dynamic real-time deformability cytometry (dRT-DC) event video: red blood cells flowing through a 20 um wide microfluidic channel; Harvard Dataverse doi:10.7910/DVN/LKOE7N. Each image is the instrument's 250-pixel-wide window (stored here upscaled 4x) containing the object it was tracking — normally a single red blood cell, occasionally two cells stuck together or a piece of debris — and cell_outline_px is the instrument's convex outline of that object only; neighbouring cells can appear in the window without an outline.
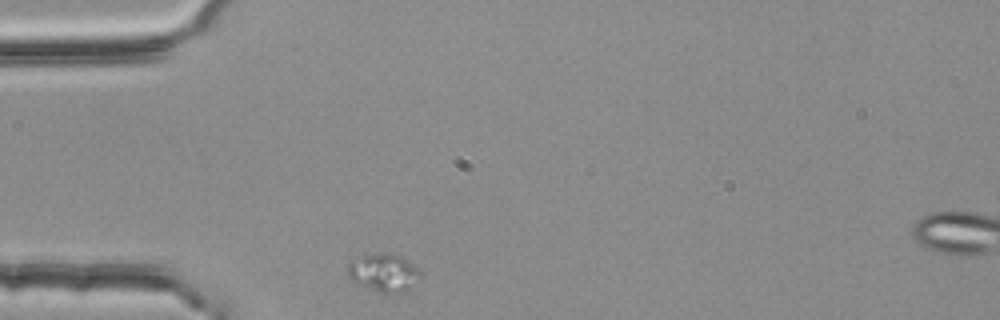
{"species": "common noctule bat (a hibernating species)", "species_latin": "Nyctalus noctula", "temperature_condition": "room temperature", "stored_images_in_passage": 31, "camera_frame_rate_fps": 3000, "um_per_image_px": 0.085, "animal": {"sex": "female", "body_mass_g": 25.1}, "frame": {"image": 1, "passage_image": 1, "time_ms": 0.0, "image_size_px": [1000, 320], "cell_outline_px": [[424, 276], [420, 280], [404, 292], [380, 292], [352, 280], [348, 276], [348, 264], [352, 260], [360, 256], [404, 256], [424, 272]], "centroid_in_image_um": [32.72, 23.2], "position_along_channel_um": 52.3, "area_um2": 15.61}}
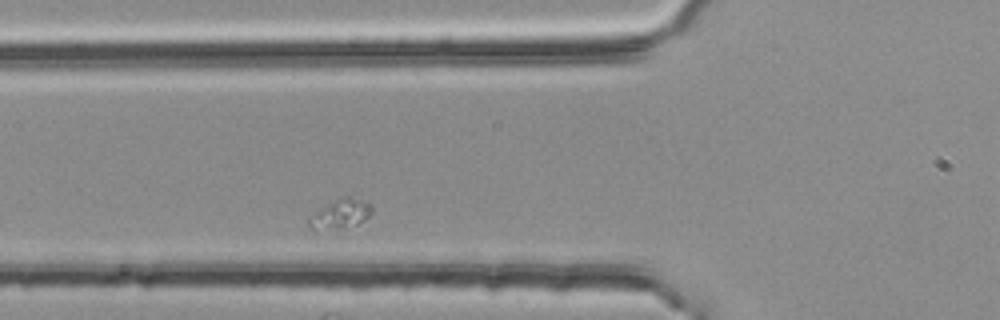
{"frame": {"image": 2, "passage_image": 6, "time_ms": 1.667, "image_size_px": [1000, 320], "cell_outline_px": [[372, 212], [364, 220], [356, 224], [344, 228], [308, 228], [308, 216], [340, 196], [348, 196], [372, 204]], "centroid_in_image_um": [28.93, 18.16], "position_along_channel_um": 96.9, "area_um2": 10.58}}